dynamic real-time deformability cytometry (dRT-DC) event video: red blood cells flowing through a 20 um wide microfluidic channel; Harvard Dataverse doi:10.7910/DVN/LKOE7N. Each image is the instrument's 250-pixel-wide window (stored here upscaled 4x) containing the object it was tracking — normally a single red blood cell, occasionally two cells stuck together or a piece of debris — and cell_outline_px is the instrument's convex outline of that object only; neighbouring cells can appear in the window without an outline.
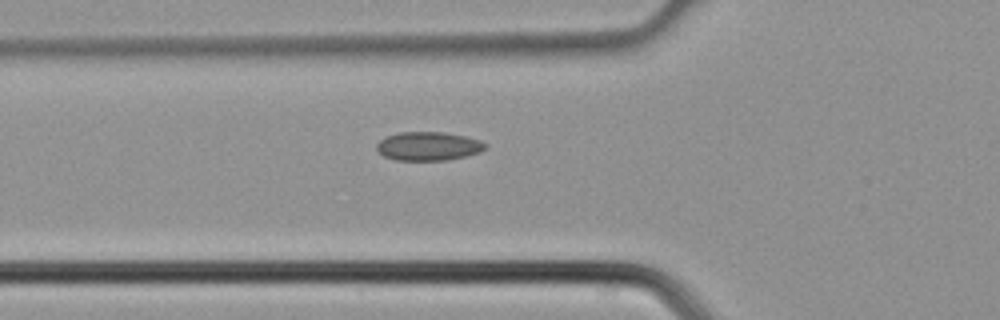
{"species": "common noctule bat (a hibernating species)", "species_latin": "Nyctalus noctula", "temperature_condition": "cold", "stored_images_in_passage": 4, "camera_frame_rate_fps": 3000, "um_per_image_px": 0.085, "animal": {"sex": "male", "body_mass_g": 21.5, "forearm_length_mm": 52.0}, "frame": {"image": 1, "passage_image": 4, "time_ms": 1.0, "image_size_px": [1000, 320], "cell_outline_px": [[488, 148], [480, 152], [464, 156], [444, 160], [396, 160], [384, 156], [376, 148], [376, 144], [384, 136], [400, 132], [444, 132], [464, 136], [480, 140], [488, 144]], "centroid_in_image_um": [36.41, 12.41], "position_along_channel_um": 89.4, "area_um2": 18.21}}